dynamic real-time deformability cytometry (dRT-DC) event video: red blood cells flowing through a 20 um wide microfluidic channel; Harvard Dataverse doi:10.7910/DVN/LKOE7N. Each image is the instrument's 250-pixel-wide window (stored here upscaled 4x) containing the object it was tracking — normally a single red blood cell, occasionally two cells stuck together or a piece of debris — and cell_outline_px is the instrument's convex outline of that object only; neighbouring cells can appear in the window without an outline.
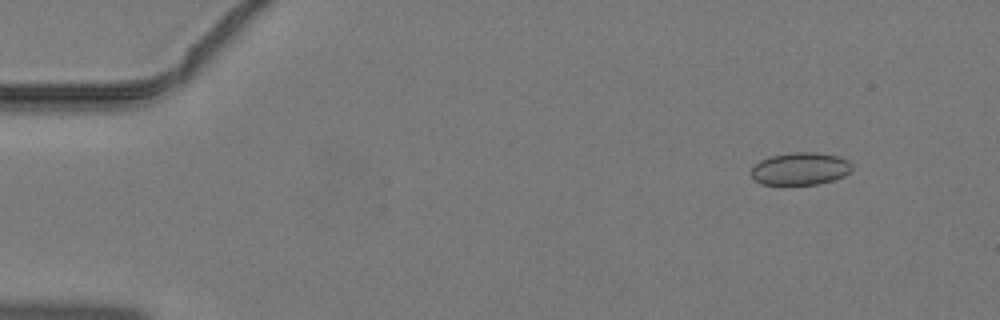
{"species": "common noctule bat (a hibernating species)", "species_latin": "Nyctalus noctula", "temperature_condition": "warm", "stored_images_in_passage": 14, "camera_frame_rate_fps": 3000, "um_per_image_px": 0.085, "animal": {"sex": "male", "body_mass_g": 19.2, "forearm_length_mm": 51.8}, "frame": {"image": 1, "passage_image": 5, "time_ms": 1.333, "image_size_px": [1000, 320], "cell_outline_px": [[852, 168], [844, 176], [832, 180], [816, 184], [760, 184], [748, 172], [752, 164], [768, 156], [792, 152], [816, 152], [840, 156], [848, 160], [852, 164]], "centroid_in_image_um": [67.97, 14.32], "position_along_channel_um": 17.0, "area_um2": 19.36}}